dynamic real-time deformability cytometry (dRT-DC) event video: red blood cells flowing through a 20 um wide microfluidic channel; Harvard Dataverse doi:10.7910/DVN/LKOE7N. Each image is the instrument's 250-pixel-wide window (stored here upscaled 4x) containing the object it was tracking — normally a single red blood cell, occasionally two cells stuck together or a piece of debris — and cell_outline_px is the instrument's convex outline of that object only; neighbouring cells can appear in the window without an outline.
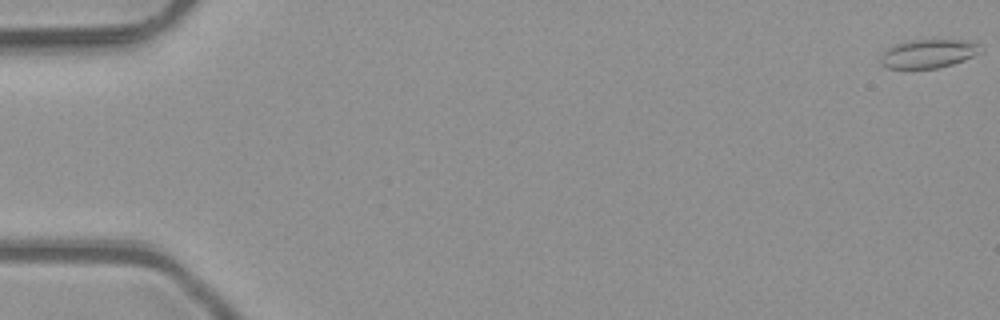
{"species": "common noctule bat (a hibernating species)", "species_latin": "Nyctalus noctula", "temperature_condition": "room temperature", "stored_images_in_passage": 16, "camera_frame_rate_fps": 3000, "um_per_image_px": 0.085, "animal": {"sex": "male", "body_mass_g": 23.1, "forearm_length_mm": 52.7}, "frame": {"image": 1, "passage_image": 1, "time_ms": 0.0, "image_size_px": [1000, 320], "cell_outline_px": [[980, 52], [964, 60], [952, 64], [936, 68], [884, 68], [880, 64], [880, 52], [892, 44], [908, 40], [964, 40], [980, 44]], "centroid_in_image_um": [78.81, 4.55], "position_along_channel_um": 6.2, "area_um2": 16.88}}